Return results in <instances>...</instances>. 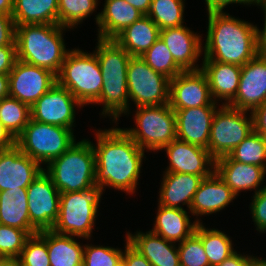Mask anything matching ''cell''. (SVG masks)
<instances>
[{"label": "cell", "instance_id": "obj_1", "mask_svg": "<svg viewBox=\"0 0 266 266\" xmlns=\"http://www.w3.org/2000/svg\"><path fill=\"white\" fill-rule=\"evenodd\" d=\"M95 184L114 187L127 194L135 193L141 172L144 150L121 128L96 131Z\"/></svg>", "mask_w": 266, "mask_h": 266}, {"label": "cell", "instance_id": "obj_2", "mask_svg": "<svg viewBox=\"0 0 266 266\" xmlns=\"http://www.w3.org/2000/svg\"><path fill=\"white\" fill-rule=\"evenodd\" d=\"M256 28L224 11L208 12L203 60L245 65L258 55Z\"/></svg>", "mask_w": 266, "mask_h": 266}, {"label": "cell", "instance_id": "obj_3", "mask_svg": "<svg viewBox=\"0 0 266 266\" xmlns=\"http://www.w3.org/2000/svg\"><path fill=\"white\" fill-rule=\"evenodd\" d=\"M96 48L94 52L103 75V85L94 104H102L101 115L111 116L116 123L122 113L129 114L127 66L132 56L113 39L98 38Z\"/></svg>", "mask_w": 266, "mask_h": 266}, {"label": "cell", "instance_id": "obj_4", "mask_svg": "<svg viewBox=\"0 0 266 266\" xmlns=\"http://www.w3.org/2000/svg\"><path fill=\"white\" fill-rule=\"evenodd\" d=\"M59 24L17 25L15 31L17 60L58 74L70 51L66 49Z\"/></svg>", "mask_w": 266, "mask_h": 266}, {"label": "cell", "instance_id": "obj_5", "mask_svg": "<svg viewBox=\"0 0 266 266\" xmlns=\"http://www.w3.org/2000/svg\"><path fill=\"white\" fill-rule=\"evenodd\" d=\"M44 171L60 193L83 191L95 185V152L92 142H75L62 155L52 160Z\"/></svg>", "mask_w": 266, "mask_h": 266}, {"label": "cell", "instance_id": "obj_6", "mask_svg": "<svg viewBox=\"0 0 266 266\" xmlns=\"http://www.w3.org/2000/svg\"><path fill=\"white\" fill-rule=\"evenodd\" d=\"M56 78L57 83L65 87L83 106L95 103L100 97L103 75L95 52L71 49Z\"/></svg>", "mask_w": 266, "mask_h": 266}, {"label": "cell", "instance_id": "obj_7", "mask_svg": "<svg viewBox=\"0 0 266 266\" xmlns=\"http://www.w3.org/2000/svg\"><path fill=\"white\" fill-rule=\"evenodd\" d=\"M103 191L95 184L83 191L60 193L59 213L51 230L74 238L89 239Z\"/></svg>", "mask_w": 266, "mask_h": 266}, {"label": "cell", "instance_id": "obj_8", "mask_svg": "<svg viewBox=\"0 0 266 266\" xmlns=\"http://www.w3.org/2000/svg\"><path fill=\"white\" fill-rule=\"evenodd\" d=\"M73 130L30 119L16 137V146L40 164H49L67 151L76 139Z\"/></svg>", "mask_w": 266, "mask_h": 266}, {"label": "cell", "instance_id": "obj_9", "mask_svg": "<svg viewBox=\"0 0 266 266\" xmlns=\"http://www.w3.org/2000/svg\"><path fill=\"white\" fill-rule=\"evenodd\" d=\"M135 128L123 129L142 150L159 151L176 139V116L170 104L136 107Z\"/></svg>", "mask_w": 266, "mask_h": 266}, {"label": "cell", "instance_id": "obj_10", "mask_svg": "<svg viewBox=\"0 0 266 266\" xmlns=\"http://www.w3.org/2000/svg\"><path fill=\"white\" fill-rule=\"evenodd\" d=\"M247 112L229 105H221L216 110L208 144L215 160L229 155L253 131L252 114L248 117Z\"/></svg>", "mask_w": 266, "mask_h": 266}, {"label": "cell", "instance_id": "obj_11", "mask_svg": "<svg viewBox=\"0 0 266 266\" xmlns=\"http://www.w3.org/2000/svg\"><path fill=\"white\" fill-rule=\"evenodd\" d=\"M129 100L140 106L169 103L170 79L155 72L141 57H131L127 66Z\"/></svg>", "mask_w": 266, "mask_h": 266}, {"label": "cell", "instance_id": "obj_12", "mask_svg": "<svg viewBox=\"0 0 266 266\" xmlns=\"http://www.w3.org/2000/svg\"><path fill=\"white\" fill-rule=\"evenodd\" d=\"M31 226L37 231L51 230L57 220L60 192L43 170L27 188Z\"/></svg>", "mask_w": 266, "mask_h": 266}, {"label": "cell", "instance_id": "obj_13", "mask_svg": "<svg viewBox=\"0 0 266 266\" xmlns=\"http://www.w3.org/2000/svg\"><path fill=\"white\" fill-rule=\"evenodd\" d=\"M9 75V96L30 107L57 83L48 69L16 60Z\"/></svg>", "mask_w": 266, "mask_h": 266}, {"label": "cell", "instance_id": "obj_14", "mask_svg": "<svg viewBox=\"0 0 266 266\" xmlns=\"http://www.w3.org/2000/svg\"><path fill=\"white\" fill-rule=\"evenodd\" d=\"M75 106L83 105L63 86L56 83L31 107V119L73 130Z\"/></svg>", "mask_w": 266, "mask_h": 266}, {"label": "cell", "instance_id": "obj_15", "mask_svg": "<svg viewBox=\"0 0 266 266\" xmlns=\"http://www.w3.org/2000/svg\"><path fill=\"white\" fill-rule=\"evenodd\" d=\"M202 70L183 71L170 80L169 104L172 109L216 106Z\"/></svg>", "mask_w": 266, "mask_h": 266}, {"label": "cell", "instance_id": "obj_16", "mask_svg": "<svg viewBox=\"0 0 266 266\" xmlns=\"http://www.w3.org/2000/svg\"><path fill=\"white\" fill-rule=\"evenodd\" d=\"M163 149L169 159L165 172L193 174L203 179L215 172V159L206 148L176 138Z\"/></svg>", "mask_w": 266, "mask_h": 266}, {"label": "cell", "instance_id": "obj_17", "mask_svg": "<svg viewBox=\"0 0 266 266\" xmlns=\"http://www.w3.org/2000/svg\"><path fill=\"white\" fill-rule=\"evenodd\" d=\"M266 102V58L257 55L241 66L240 82L229 106L252 112Z\"/></svg>", "mask_w": 266, "mask_h": 266}, {"label": "cell", "instance_id": "obj_18", "mask_svg": "<svg viewBox=\"0 0 266 266\" xmlns=\"http://www.w3.org/2000/svg\"><path fill=\"white\" fill-rule=\"evenodd\" d=\"M44 169L16 145L0 150V191L28 188Z\"/></svg>", "mask_w": 266, "mask_h": 266}, {"label": "cell", "instance_id": "obj_19", "mask_svg": "<svg viewBox=\"0 0 266 266\" xmlns=\"http://www.w3.org/2000/svg\"><path fill=\"white\" fill-rule=\"evenodd\" d=\"M176 116V137L208 149L210 129L217 106L173 109Z\"/></svg>", "mask_w": 266, "mask_h": 266}, {"label": "cell", "instance_id": "obj_20", "mask_svg": "<svg viewBox=\"0 0 266 266\" xmlns=\"http://www.w3.org/2000/svg\"><path fill=\"white\" fill-rule=\"evenodd\" d=\"M160 39L169 48L174 61L183 71L201 69L195 64L203 51L200 35L183 25L160 30Z\"/></svg>", "mask_w": 266, "mask_h": 266}, {"label": "cell", "instance_id": "obj_21", "mask_svg": "<svg viewBox=\"0 0 266 266\" xmlns=\"http://www.w3.org/2000/svg\"><path fill=\"white\" fill-rule=\"evenodd\" d=\"M215 172L236 196L242 190L251 189H254L256 194L266 186L264 185L259 189L260 183L264 181L266 174L263 167L237 162L229 155L215 160Z\"/></svg>", "mask_w": 266, "mask_h": 266}, {"label": "cell", "instance_id": "obj_22", "mask_svg": "<svg viewBox=\"0 0 266 266\" xmlns=\"http://www.w3.org/2000/svg\"><path fill=\"white\" fill-rule=\"evenodd\" d=\"M236 195L227 184L214 172L204 178L194 194L190 212L193 216L210 215L228 206Z\"/></svg>", "mask_w": 266, "mask_h": 266}, {"label": "cell", "instance_id": "obj_23", "mask_svg": "<svg viewBox=\"0 0 266 266\" xmlns=\"http://www.w3.org/2000/svg\"><path fill=\"white\" fill-rule=\"evenodd\" d=\"M201 70L206 75L210 93L214 102L224 100L228 105L238 90L241 66L213 60H203ZM217 98V99H216Z\"/></svg>", "mask_w": 266, "mask_h": 266}, {"label": "cell", "instance_id": "obj_24", "mask_svg": "<svg viewBox=\"0 0 266 266\" xmlns=\"http://www.w3.org/2000/svg\"><path fill=\"white\" fill-rule=\"evenodd\" d=\"M164 173L161 188L159 189L158 204L178 209H184L182 206L187 205L188 210H190L194 194L203 178L193 174ZM181 203L182 206L180 205Z\"/></svg>", "mask_w": 266, "mask_h": 266}, {"label": "cell", "instance_id": "obj_25", "mask_svg": "<svg viewBox=\"0 0 266 266\" xmlns=\"http://www.w3.org/2000/svg\"><path fill=\"white\" fill-rule=\"evenodd\" d=\"M129 243L136 248L152 266H180L178 247L171 241L152 232H127Z\"/></svg>", "mask_w": 266, "mask_h": 266}, {"label": "cell", "instance_id": "obj_26", "mask_svg": "<svg viewBox=\"0 0 266 266\" xmlns=\"http://www.w3.org/2000/svg\"><path fill=\"white\" fill-rule=\"evenodd\" d=\"M144 14L125 0H105L104 9L96 15L99 39H113Z\"/></svg>", "mask_w": 266, "mask_h": 266}, {"label": "cell", "instance_id": "obj_27", "mask_svg": "<svg viewBox=\"0 0 266 266\" xmlns=\"http://www.w3.org/2000/svg\"><path fill=\"white\" fill-rule=\"evenodd\" d=\"M160 38V29L147 15L123 29L113 40L132 57H141Z\"/></svg>", "mask_w": 266, "mask_h": 266}, {"label": "cell", "instance_id": "obj_28", "mask_svg": "<svg viewBox=\"0 0 266 266\" xmlns=\"http://www.w3.org/2000/svg\"><path fill=\"white\" fill-rule=\"evenodd\" d=\"M190 216L185 209L169 208L158 205V212L152 232L163 237L165 240L183 242L191 236L200 223L199 219L190 222Z\"/></svg>", "mask_w": 266, "mask_h": 266}, {"label": "cell", "instance_id": "obj_29", "mask_svg": "<svg viewBox=\"0 0 266 266\" xmlns=\"http://www.w3.org/2000/svg\"><path fill=\"white\" fill-rule=\"evenodd\" d=\"M0 224L38 233L29 219L27 188L0 191Z\"/></svg>", "mask_w": 266, "mask_h": 266}, {"label": "cell", "instance_id": "obj_30", "mask_svg": "<svg viewBox=\"0 0 266 266\" xmlns=\"http://www.w3.org/2000/svg\"><path fill=\"white\" fill-rule=\"evenodd\" d=\"M59 0H14L12 18L15 26L58 24Z\"/></svg>", "mask_w": 266, "mask_h": 266}, {"label": "cell", "instance_id": "obj_31", "mask_svg": "<svg viewBox=\"0 0 266 266\" xmlns=\"http://www.w3.org/2000/svg\"><path fill=\"white\" fill-rule=\"evenodd\" d=\"M74 236L46 230L50 266H83L84 248Z\"/></svg>", "mask_w": 266, "mask_h": 266}, {"label": "cell", "instance_id": "obj_32", "mask_svg": "<svg viewBox=\"0 0 266 266\" xmlns=\"http://www.w3.org/2000/svg\"><path fill=\"white\" fill-rule=\"evenodd\" d=\"M195 233L201 238L210 266L219 265L224 259L236 252L230 237L220 230L205 228L200 222Z\"/></svg>", "mask_w": 266, "mask_h": 266}, {"label": "cell", "instance_id": "obj_33", "mask_svg": "<svg viewBox=\"0 0 266 266\" xmlns=\"http://www.w3.org/2000/svg\"><path fill=\"white\" fill-rule=\"evenodd\" d=\"M183 0H152L147 13L160 30L183 26Z\"/></svg>", "mask_w": 266, "mask_h": 266}, {"label": "cell", "instance_id": "obj_34", "mask_svg": "<svg viewBox=\"0 0 266 266\" xmlns=\"http://www.w3.org/2000/svg\"><path fill=\"white\" fill-rule=\"evenodd\" d=\"M31 119L30 106L10 96L0 100V121L16 138Z\"/></svg>", "mask_w": 266, "mask_h": 266}, {"label": "cell", "instance_id": "obj_35", "mask_svg": "<svg viewBox=\"0 0 266 266\" xmlns=\"http://www.w3.org/2000/svg\"><path fill=\"white\" fill-rule=\"evenodd\" d=\"M229 156L237 162L254 164L266 170V136L253 130Z\"/></svg>", "mask_w": 266, "mask_h": 266}, {"label": "cell", "instance_id": "obj_36", "mask_svg": "<svg viewBox=\"0 0 266 266\" xmlns=\"http://www.w3.org/2000/svg\"><path fill=\"white\" fill-rule=\"evenodd\" d=\"M98 0H59L58 24L74 28L97 9Z\"/></svg>", "mask_w": 266, "mask_h": 266}, {"label": "cell", "instance_id": "obj_37", "mask_svg": "<svg viewBox=\"0 0 266 266\" xmlns=\"http://www.w3.org/2000/svg\"><path fill=\"white\" fill-rule=\"evenodd\" d=\"M141 58L155 71L163 74L170 80L183 70L176 64L169 48L159 38Z\"/></svg>", "mask_w": 266, "mask_h": 266}, {"label": "cell", "instance_id": "obj_38", "mask_svg": "<svg viewBox=\"0 0 266 266\" xmlns=\"http://www.w3.org/2000/svg\"><path fill=\"white\" fill-rule=\"evenodd\" d=\"M22 266H50L46 230L31 235L19 256Z\"/></svg>", "mask_w": 266, "mask_h": 266}, {"label": "cell", "instance_id": "obj_39", "mask_svg": "<svg viewBox=\"0 0 266 266\" xmlns=\"http://www.w3.org/2000/svg\"><path fill=\"white\" fill-rule=\"evenodd\" d=\"M123 252L119 248L85 245L83 266H122Z\"/></svg>", "mask_w": 266, "mask_h": 266}, {"label": "cell", "instance_id": "obj_40", "mask_svg": "<svg viewBox=\"0 0 266 266\" xmlns=\"http://www.w3.org/2000/svg\"><path fill=\"white\" fill-rule=\"evenodd\" d=\"M180 266H210L201 238L194 232L178 243Z\"/></svg>", "mask_w": 266, "mask_h": 266}, {"label": "cell", "instance_id": "obj_41", "mask_svg": "<svg viewBox=\"0 0 266 266\" xmlns=\"http://www.w3.org/2000/svg\"><path fill=\"white\" fill-rule=\"evenodd\" d=\"M30 236L26 230L0 224V254L19 257Z\"/></svg>", "mask_w": 266, "mask_h": 266}, {"label": "cell", "instance_id": "obj_42", "mask_svg": "<svg viewBox=\"0 0 266 266\" xmlns=\"http://www.w3.org/2000/svg\"><path fill=\"white\" fill-rule=\"evenodd\" d=\"M250 205L252 219L256 230L266 232V186L252 197Z\"/></svg>", "mask_w": 266, "mask_h": 266}, {"label": "cell", "instance_id": "obj_43", "mask_svg": "<svg viewBox=\"0 0 266 266\" xmlns=\"http://www.w3.org/2000/svg\"><path fill=\"white\" fill-rule=\"evenodd\" d=\"M16 26L11 15L0 12V47L16 46Z\"/></svg>", "mask_w": 266, "mask_h": 266}, {"label": "cell", "instance_id": "obj_44", "mask_svg": "<svg viewBox=\"0 0 266 266\" xmlns=\"http://www.w3.org/2000/svg\"><path fill=\"white\" fill-rule=\"evenodd\" d=\"M122 266H152V264L129 243L127 236L125 250L122 255Z\"/></svg>", "mask_w": 266, "mask_h": 266}, {"label": "cell", "instance_id": "obj_45", "mask_svg": "<svg viewBox=\"0 0 266 266\" xmlns=\"http://www.w3.org/2000/svg\"><path fill=\"white\" fill-rule=\"evenodd\" d=\"M17 60L16 46L0 47V74H9Z\"/></svg>", "mask_w": 266, "mask_h": 266}, {"label": "cell", "instance_id": "obj_46", "mask_svg": "<svg viewBox=\"0 0 266 266\" xmlns=\"http://www.w3.org/2000/svg\"><path fill=\"white\" fill-rule=\"evenodd\" d=\"M253 130L266 136V102L255 108L252 112Z\"/></svg>", "mask_w": 266, "mask_h": 266}, {"label": "cell", "instance_id": "obj_47", "mask_svg": "<svg viewBox=\"0 0 266 266\" xmlns=\"http://www.w3.org/2000/svg\"><path fill=\"white\" fill-rule=\"evenodd\" d=\"M259 259V257H252L251 255L243 256L242 254H238L236 251L217 266H254Z\"/></svg>", "mask_w": 266, "mask_h": 266}, {"label": "cell", "instance_id": "obj_48", "mask_svg": "<svg viewBox=\"0 0 266 266\" xmlns=\"http://www.w3.org/2000/svg\"><path fill=\"white\" fill-rule=\"evenodd\" d=\"M255 4L260 6L265 14L264 28L263 30L256 28V39L258 55L266 58V0H257Z\"/></svg>", "mask_w": 266, "mask_h": 266}, {"label": "cell", "instance_id": "obj_49", "mask_svg": "<svg viewBox=\"0 0 266 266\" xmlns=\"http://www.w3.org/2000/svg\"><path fill=\"white\" fill-rule=\"evenodd\" d=\"M256 1L257 0H205L208 12L223 11L226 6L233 3H240L251 6V4L254 5Z\"/></svg>", "mask_w": 266, "mask_h": 266}, {"label": "cell", "instance_id": "obj_50", "mask_svg": "<svg viewBox=\"0 0 266 266\" xmlns=\"http://www.w3.org/2000/svg\"><path fill=\"white\" fill-rule=\"evenodd\" d=\"M16 145V138L0 121V150L9 149Z\"/></svg>", "mask_w": 266, "mask_h": 266}, {"label": "cell", "instance_id": "obj_51", "mask_svg": "<svg viewBox=\"0 0 266 266\" xmlns=\"http://www.w3.org/2000/svg\"><path fill=\"white\" fill-rule=\"evenodd\" d=\"M127 3L138 9L144 15H147L152 0H125Z\"/></svg>", "mask_w": 266, "mask_h": 266}, {"label": "cell", "instance_id": "obj_52", "mask_svg": "<svg viewBox=\"0 0 266 266\" xmlns=\"http://www.w3.org/2000/svg\"><path fill=\"white\" fill-rule=\"evenodd\" d=\"M9 96V75L0 74V100Z\"/></svg>", "mask_w": 266, "mask_h": 266}, {"label": "cell", "instance_id": "obj_53", "mask_svg": "<svg viewBox=\"0 0 266 266\" xmlns=\"http://www.w3.org/2000/svg\"><path fill=\"white\" fill-rule=\"evenodd\" d=\"M14 0H0V12L12 16Z\"/></svg>", "mask_w": 266, "mask_h": 266}, {"label": "cell", "instance_id": "obj_54", "mask_svg": "<svg viewBox=\"0 0 266 266\" xmlns=\"http://www.w3.org/2000/svg\"><path fill=\"white\" fill-rule=\"evenodd\" d=\"M0 266H22L19 257H6Z\"/></svg>", "mask_w": 266, "mask_h": 266}, {"label": "cell", "instance_id": "obj_55", "mask_svg": "<svg viewBox=\"0 0 266 266\" xmlns=\"http://www.w3.org/2000/svg\"><path fill=\"white\" fill-rule=\"evenodd\" d=\"M254 266H266V260L264 259H259Z\"/></svg>", "mask_w": 266, "mask_h": 266}, {"label": "cell", "instance_id": "obj_56", "mask_svg": "<svg viewBox=\"0 0 266 266\" xmlns=\"http://www.w3.org/2000/svg\"><path fill=\"white\" fill-rule=\"evenodd\" d=\"M6 257L2 254H0V265L2 264V262L4 261Z\"/></svg>", "mask_w": 266, "mask_h": 266}]
</instances>
